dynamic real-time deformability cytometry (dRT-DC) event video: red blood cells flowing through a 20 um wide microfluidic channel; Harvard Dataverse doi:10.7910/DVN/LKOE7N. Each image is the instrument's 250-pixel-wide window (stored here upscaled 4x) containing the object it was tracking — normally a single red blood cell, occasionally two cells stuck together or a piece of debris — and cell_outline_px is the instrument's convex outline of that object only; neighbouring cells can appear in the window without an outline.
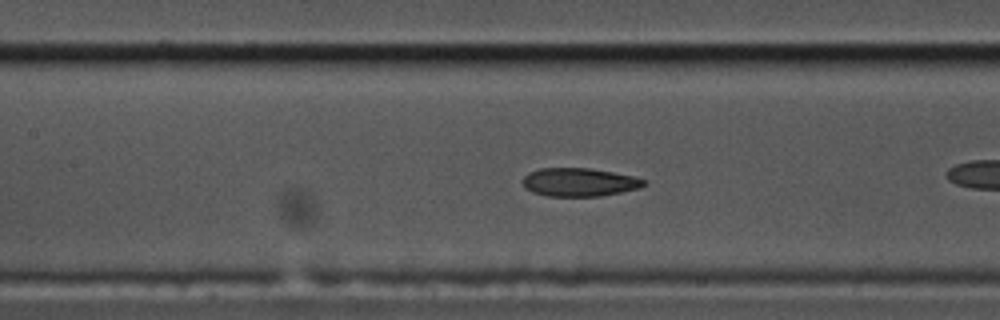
{"species": "common noctule bat (a hibernating species)", "species_latin": "Nyctalus noctula", "temperature_condition": "cold", "stored_images_in_passage": 28, "camera_frame_rate_fps": 3000, "um_per_image_px": 0.085, "animal": {"sex": "male", "body_mass_g": 17.5, "forearm_length_mm": 52.3}, "frame": {"image": 1, "passage_image": 9, "time_ms": 2.667, "image_size_px": [1000, 320], "cell_outline_px": [[648, 184], [640, 188], [600, 196], [548, 196], [532, 192], [524, 184], [524, 176], [528, 172], [540, 168], [588, 168], [612, 172], [632, 176], [648, 180]], "centroid_in_image_um": [49.28, 15.48], "position_along_channel_um": 158.1, "area_um2": 19.94}}
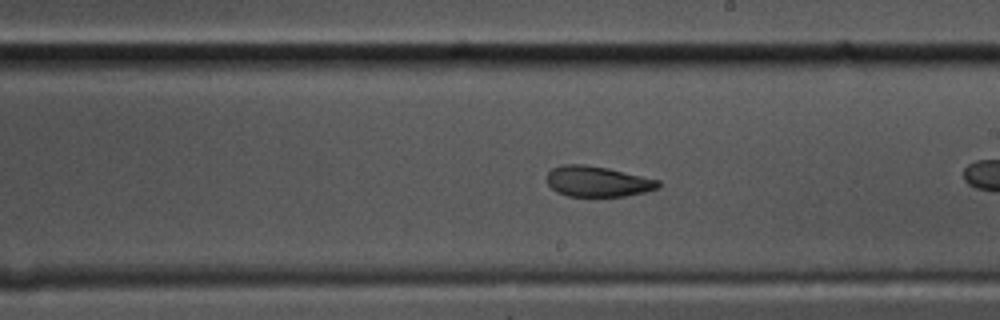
{"frame": {"image": 2, "passage_image": 16, "time_ms": 5.0, "image_size_px": [1000, 320], "cell_outline_px": [[660, 184], [656, 188], [644, 192], [624, 196], [568, 196], [556, 192], [548, 184], [544, 176], [552, 168], [564, 164], [584, 164], [608, 168], [660, 180]], "centroid_in_image_um": [50.74, 15.41], "position_along_channel_um": 238.3, "area_um2": 19.88}}
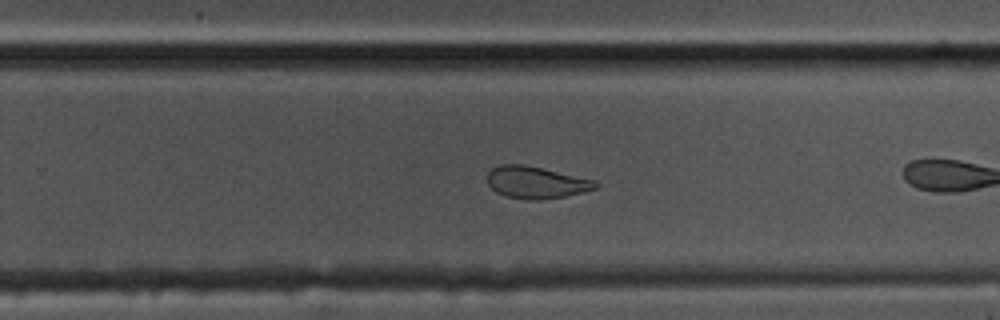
{"frame": {"image": 3, "passage_image": 20, "time_ms": 6.333, "image_size_px": [1000, 320], "cell_outline_px": [[600, 184], [596, 188], [584, 192], [564, 196], [540, 200], [524, 200], [504, 196], [496, 192], [488, 184], [488, 172], [492, 168], [500, 164], [524, 164], [596, 180]], "centroid_in_image_um": [45.57, 15.51], "position_along_channel_um": 284.2, "area_um2": 20.35}}